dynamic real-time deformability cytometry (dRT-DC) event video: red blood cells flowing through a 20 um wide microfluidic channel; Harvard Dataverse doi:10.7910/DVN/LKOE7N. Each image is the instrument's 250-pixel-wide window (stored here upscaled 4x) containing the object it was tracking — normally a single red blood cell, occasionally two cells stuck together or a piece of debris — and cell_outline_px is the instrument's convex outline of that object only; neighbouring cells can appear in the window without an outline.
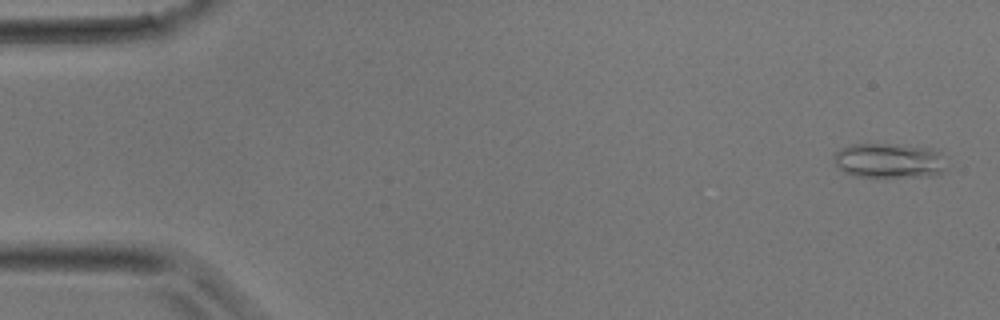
{"species": "common noctule bat (a hibernating species)", "species_latin": "Nyctalus noctula", "temperature_condition": "room temperature", "stored_images_in_passage": 11, "camera_frame_rate_fps": 3000, "um_per_image_px": 0.085, "animal": {"sex": "male", "body_mass_g": 17.9}, "frame": {"image": 1, "passage_image": 2, "time_ms": 0.333, "image_size_px": [1000, 320], "cell_outline_px": [[948, 168], [944, 172], [936, 176], [852, 176], [844, 172], [836, 164], [832, 156], [840, 148], [852, 144], [896, 144], [928, 148], [936, 152]], "centroid_in_image_um": [75.54, 13.66], "position_along_channel_um": 9.5, "area_um2": 22.66}}